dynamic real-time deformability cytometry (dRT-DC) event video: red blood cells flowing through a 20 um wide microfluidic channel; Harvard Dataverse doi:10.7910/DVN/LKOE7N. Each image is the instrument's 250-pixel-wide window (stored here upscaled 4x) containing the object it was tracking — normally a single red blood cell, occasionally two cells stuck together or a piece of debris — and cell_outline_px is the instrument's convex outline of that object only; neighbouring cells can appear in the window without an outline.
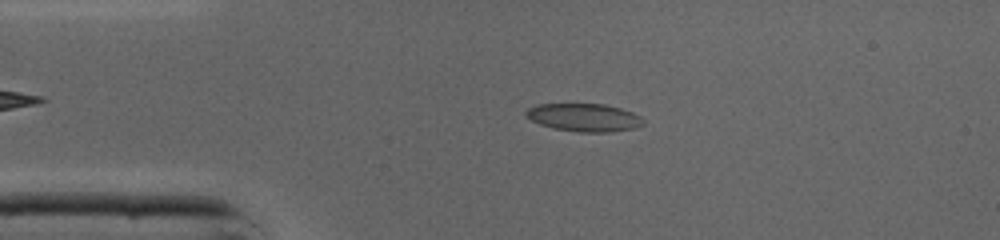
{"species": "common noctule bat (a hibernating species)", "species_latin": "Nyctalus noctula", "temperature_condition": "cold", "stored_images_in_passage": 34, "camera_frame_rate_fps": 3000, "um_per_image_px": 0.085, "animal": {"sex": "male", "body_mass_g": 19.0, "forearm_length_mm": 50.8}, "frame": {"image": 1, "passage_image": 8, "time_ms": 2.333, "image_size_px": [1000, 240], "cell_outline_px": [[644, 124], [632, 128], [608, 132], [580, 132], [552, 128], [540, 124], [524, 116], [524, 112], [528, 108], [536, 104], [604, 104], [620, 108], [632, 112], [640, 116], [644, 120]], "centroid_in_image_um": [49.61, 9.98], "position_along_channel_um": 35.4, "area_um2": 19.07}}
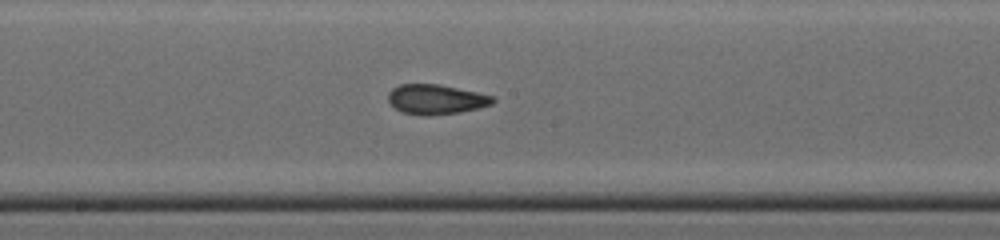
{"frame": {"image": 2, "passage_image": 22, "time_ms": 7.0, "image_size_px": [1000, 240], "cell_outline_px": [[496, 100], [492, 104], [480, 108], [460, 112], [428, 116], [424, 116], [400, 112], [388, 100], [388, 92], [392, 88], [400, 84], [440, 84], [496, 96]], "centroid_in_image_um": [37.09, 8.44], "position_along_channel_um": 211.1, "area_um2": 18.44}}
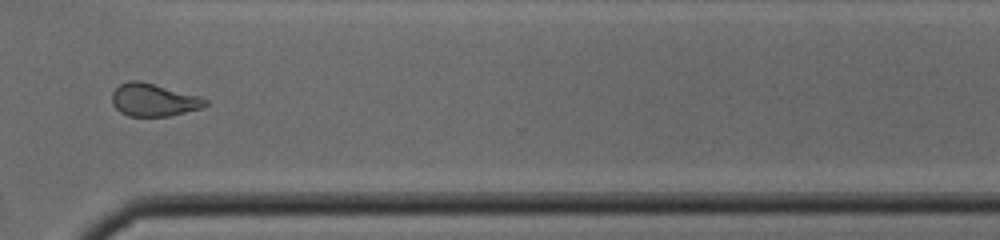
{"frame": {"image": 3, "passage_image": 32, "time_ms": 10.333, "image_size_px": [1000, 240], "cell_outline_px": [[208, 104], [204, 108], [168, 116], [128, 116], [120, 112], [112, 104], [112, 92], [120, 84], [128, 80], [140, 80], [200, 96], [208, 100]], "centroid_in_image_um": [13.07, 8.49], "position_along_channel_um": 357.5, "area_um2": 17.98}, "authors_computed_cell_mechanics": {"area_um2": 18.496, "velocity_mm_per_s": 4.3744, "shape_relaxation_time_tau1_ms": null, "shape_relaxation_time_tau2_ms": 1.2687, "deformation_change_tau1": null, "deformation_change_tau2": 0.0707}}